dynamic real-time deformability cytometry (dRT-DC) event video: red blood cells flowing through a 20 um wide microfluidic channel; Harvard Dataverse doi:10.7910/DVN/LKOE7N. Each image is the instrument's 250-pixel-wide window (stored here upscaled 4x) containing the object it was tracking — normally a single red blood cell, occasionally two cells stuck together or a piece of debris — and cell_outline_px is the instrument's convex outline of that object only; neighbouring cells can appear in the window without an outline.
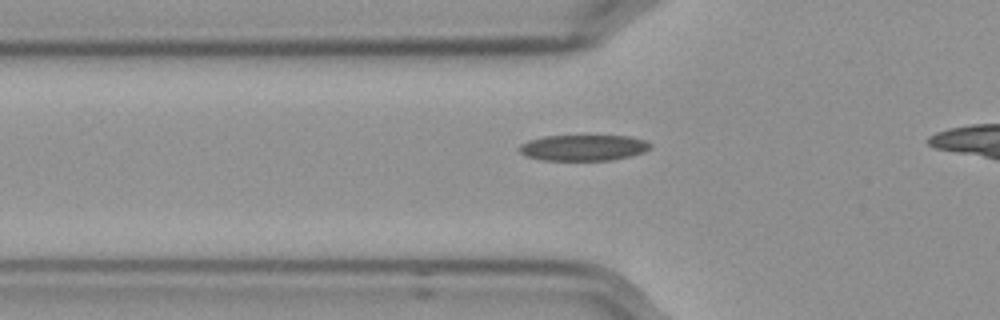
{"species": "Egyptian fruit bat (a non-hibernating species)", "species_latin": "Rousettus aegyptiacus", "temperature_condition": "cold", "stored_images_in_passage": 43, "camera_frame_rate_fps": 3000, "um_per_image_px": 0.085, "frame": {"image": 1, "passage_image": 13, "time_ms": 4.0, "image_size_px": [1000, 320], "cell_outline_px": [[652, 148], [644, 152], [612, 160], [544, 160], [528, 156], [520, 152], [520, 144], [528, 140], [544, 136], [628, 136], [644, 140], [652, 144]], "centroid_in_image_um": [49.61, 12.55], "position_along_channel_um": 76.2, "area_um2": 19.65}}
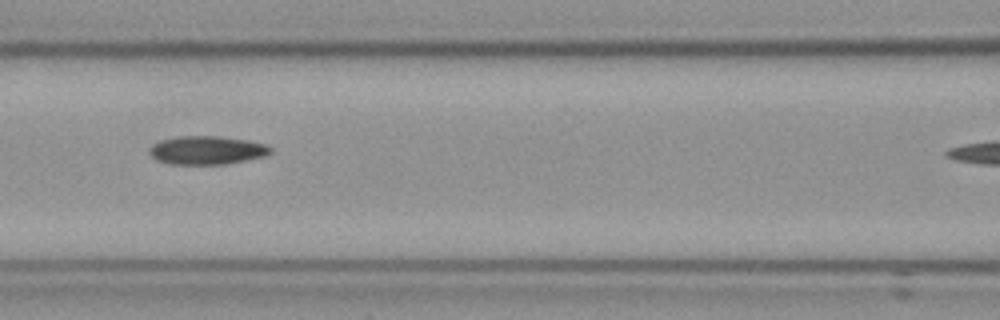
{"frame": {"image": 2, "passage_image": 19, "time_ms": 6.0, "image_size_px": [1000, 320], "cell_outline_px": [[272, 152], [264, 156], [224, 164], [172, 164], [156, 160], [148, 152], [148, 148], [152, 144], [160, 140], [176, 136], [220, 136], [248, 140], [268, 144], [272, 148]], "centroid_in_image_um": [17.57, 12.75], "position_along_channel_um": 149.0, "area_um2": 20.23}}